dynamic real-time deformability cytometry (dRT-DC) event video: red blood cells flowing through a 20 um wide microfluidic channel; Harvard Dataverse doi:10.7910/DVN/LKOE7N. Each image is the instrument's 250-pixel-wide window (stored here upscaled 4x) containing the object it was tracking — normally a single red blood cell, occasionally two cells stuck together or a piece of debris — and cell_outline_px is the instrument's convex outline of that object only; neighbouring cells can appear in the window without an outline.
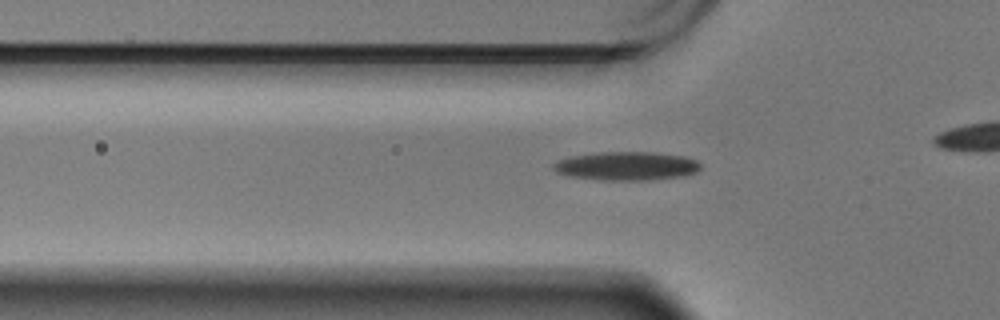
{"species": "Egyptian fruit bat (a non-hibernating species)", "species_latin": "Rousettus aegyptiacus", "temperature_condition": "warm", "stored_images_in_passage": 47, "camera_frame_rate_fps": 3000, "um_per_image_px": 0.085, "animal": {"sex": "male"}, "frame": {"image": 1, "passage_image": 19, "time_ms": 6.0, "image_size_px": [1000, 320], "cell_outline_px": [[700, 168], [696, 172], [680, 176], [640, 180], [604, 180], [572, 176], [556, 172], [552, 168], [552, 164], [556, 160], [568, 156], [600, 152], [656, 152], [684, 156], [696, 160], [700, 164]], "centroid_in_image_um": [53.21, 14.09], "position_along_channel_um": 72.6, "area_um2": 24.45}}
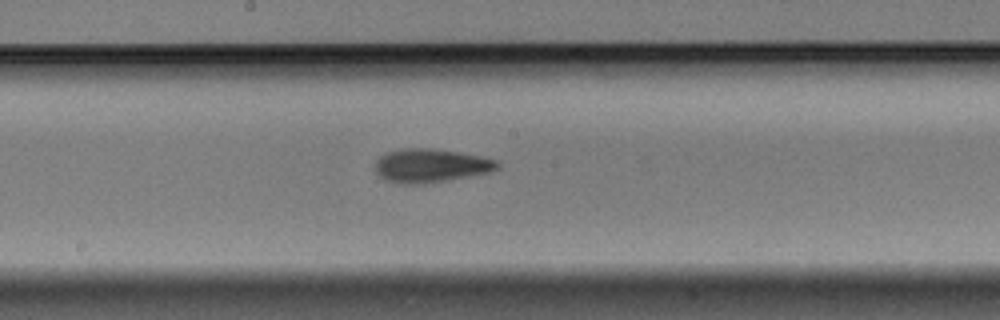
{"frame": {"image": 2, "passage_image": 31, "time_ms": 10.0, "image_size_px": [1000, 320], "cell_outline_px": [[500, 168], [488, 172], [472, 176], [424, 184], [400, 184], [384, 180], [376, 172], [376, 160], [384, 152], [404, 148], [428, 148], [456, 152], [480, 156], [496, 160], [500, 164]], "centroid_in_image_um": [36.59, 14.09], "position_along_channel_um": 211.6, "area_um2": 24.04}}
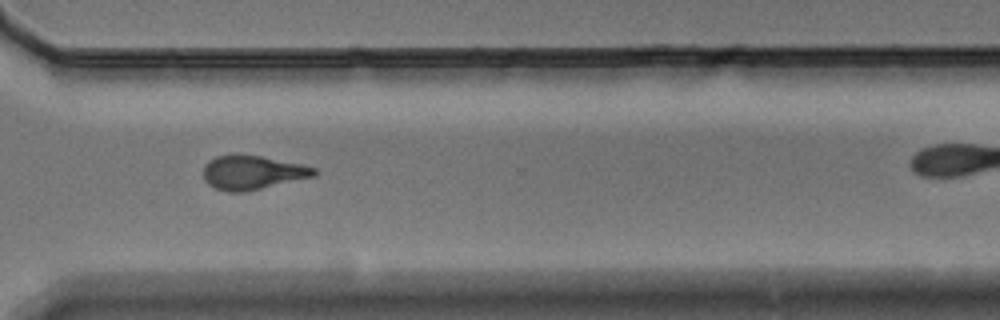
{"frame": {"image": 3, "passage_image": 43, "time_ms": 14.0, "image_size_px": [1000, 320], "cell_outline_px": [[316, 176], [244, 192], [228, 192], [216, 188], [208, 184], [204, 180], [204, 164], [208, 160], [216, 156], [260, 156], [300, 164], [316, 168]], "centroid_in_image_um": [21.45, 14.68], "position_along_channel_um": 349.2, "area_um2": 21.56}}